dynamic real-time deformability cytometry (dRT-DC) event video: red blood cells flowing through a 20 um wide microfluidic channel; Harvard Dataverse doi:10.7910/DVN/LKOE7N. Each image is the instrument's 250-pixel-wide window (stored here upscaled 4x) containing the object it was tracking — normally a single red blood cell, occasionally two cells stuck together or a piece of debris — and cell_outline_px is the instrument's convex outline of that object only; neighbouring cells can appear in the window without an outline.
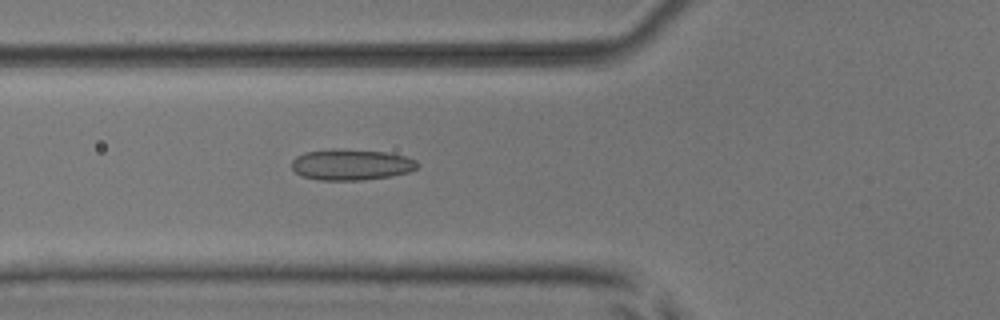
{"species": "common noctule bat (a hibernating species)", "species_latin": "Nyctalus noctula", "temperature_condition": "room temperature", "stored_images_in_passage": 5, "camera_frame_rate_fps": 3000, "um_per_image_px": 0.085, "animal": {"sex": "male", "body_mass_g": 17.9, "forearm_length_mm": 54.2}, "frame": {"image": 1, "passage_image": 5, "time_ms": 4.667, "image_size_px": [1000, 320], "cell_outline_px": [[420, 164], [416, 168], [408, 172], [392, 176], [364, 180], [320, 180], [300, 176], [292, 168], [292, 160], [296, 156], [304, 152], [332, 148], [388, 152], [404, 156], [416, 160]], "centroid_in_image_um": [29.84, 13.99], "position_along_channel_um": 96.0, "area_um2": 22.95}}